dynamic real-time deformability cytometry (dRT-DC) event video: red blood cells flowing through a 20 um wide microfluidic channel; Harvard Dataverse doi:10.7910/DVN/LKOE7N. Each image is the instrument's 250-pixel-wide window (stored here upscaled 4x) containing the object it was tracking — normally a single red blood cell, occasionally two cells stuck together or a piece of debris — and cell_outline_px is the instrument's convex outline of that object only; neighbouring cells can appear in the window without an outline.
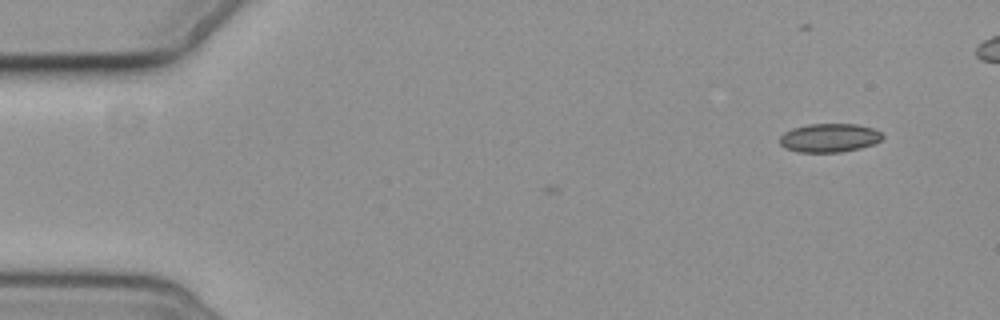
{"species": "common noctule bat (a hibernating species)", "species_latin": "Nyctalus noctula", "temperature_condition": "cold", "stored_images_in_passage": 2, "camera_frame_rate_fps": 3000, "um_per_image_px": 0.085, "animal": {"sex": "female", "body_mass_g": 19.3, "forearm_length_mm": 54.1}, "frame": {"image": 1, "passage_image": 2, "time_ms": 1.0, "image_size_px": [1000, 320], "cell_outline_px": [[884, 136], [876, 144], [860, 148], [840, 152], [796, 152], [784, 148], [780, 144], [780, 136], [784, 132], [792, 128], [808, 124], [856, 124], [872, 128], [880, 132]], "centroid_in_image_um": [70.48, 11.72], "position_along_channel_um": 14.5, "area_um2": 17.28}}